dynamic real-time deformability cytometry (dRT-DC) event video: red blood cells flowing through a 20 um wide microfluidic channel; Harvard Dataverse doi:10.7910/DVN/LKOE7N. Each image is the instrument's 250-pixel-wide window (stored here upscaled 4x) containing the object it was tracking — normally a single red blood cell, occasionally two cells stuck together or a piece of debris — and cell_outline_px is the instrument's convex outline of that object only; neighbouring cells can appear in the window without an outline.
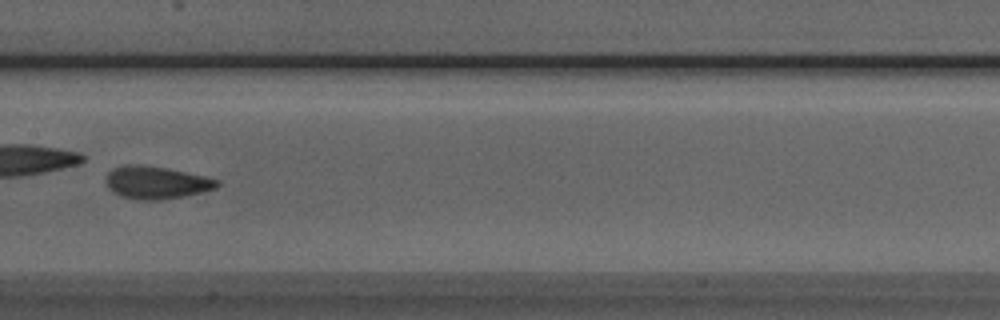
{"species": "Egyptian fruit bat (a non-hibernating species)", "species_latin": "Rousettus aegyptiacus", "temperature_condition": "room temperature", "stored_images_in_passage": 51, "camera_frame_rate_fps": 3000, "um_per_image_px": 0.085, "animal": {"sex": "male"}, "frame": {"image": 1, "passage_image": 26, "time_ms": 8.333, "image_size_px": [1000, 320], "cell_outline_px": [[220, 184], [216, 188], [184, 196], [160, 200], [136, 200], [120, 196], [112, 192], [108, 188], [104, 180], [108, 172], [112, 168], [124, 164], [140, 164], [168, 168], [204, 176], [220, 180]], "centroid_in_image_um": [13.23, 15.51], "position_along_channel_um": 194.2, "area_um2": 21.44}}
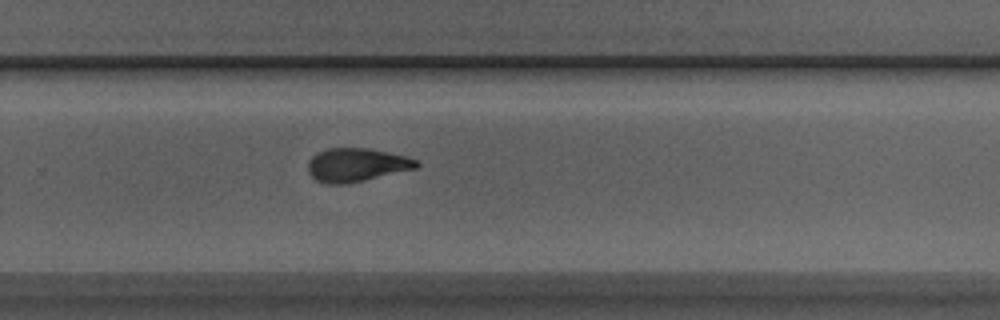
{"frame": {"image": 2, "passage_image": 35, "time_ms": 11.333, "image_size_px": [1000, 320], "cell_outline_px": [[420, 164], [416, 168], [364, 180], [344, 184], [328, 184], [316, 180], [308, 172], [308, 160], [316, 152], [328, 148], [368, 148], [408, 156], [416, 160]], "centroid_in_image_um": [30.28, 14.0], "position_along_channel_um": 299.5, "area_um2": 21.15}}
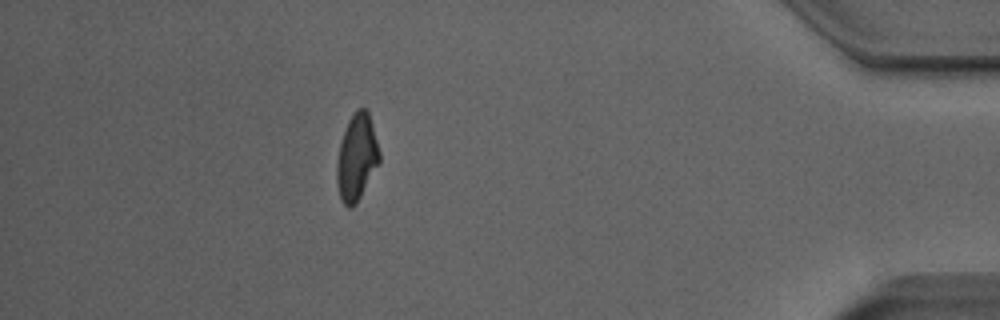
{"frame": {"image": 3, "passage_image": 47, "time_ms": 15.333, "image_size_px": [1000, 320], "cell_outline_px": [[380, 164], [356, 204], [352, 208], [348, 208], [340, 200], [336, 184], [336, 164], [340, 144], [348, 120], [356, 108], [364, 108], [368, 112], [372, 124], [380, 152]], "centroid_in_image_um": [30.32, 13.42], "position_along_channel_um": 404.9, "area_um2": 21.73}, "authors_computed_cell_mechanics": {"area_um2": 21.0392, "velocity_mm_per_s": 3.9592, "shape_relaxation_time_tau1_ms": 3.1854, "shape_relaxation_time_tau2_ms": 2.3736, "deformation_change_tau1": 0.1, "deformation_change_tau2": 0.0853}}